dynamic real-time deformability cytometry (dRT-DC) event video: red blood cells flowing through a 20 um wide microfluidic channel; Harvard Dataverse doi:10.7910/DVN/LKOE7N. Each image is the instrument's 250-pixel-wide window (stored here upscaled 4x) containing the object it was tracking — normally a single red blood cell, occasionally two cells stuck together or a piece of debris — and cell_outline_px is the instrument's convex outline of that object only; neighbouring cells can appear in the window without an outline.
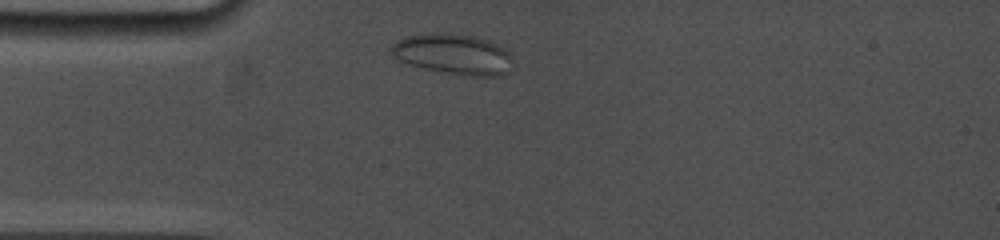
{"species": "common noctule bat (a hibernating species)", "species_latin": "Nyctalus noctula", "temperature_condition": "cold", "stored_images_in_passage": 52, "camera_frame_rate_fps": 5000, "um_per_image_px": 0.085, "animal": {"sex": "female", "body_mass_g": 19.0, "forearm_length_mm": 53.3}, "frame": {"image": 1, "passage_image": 1, "time_ms": 0.0, "image_size_px": [1000, 240], "cell_outline_px": [[512, 64], [508, 72], [500, 76], [472, 76], [424, 68], [400, 60], [392, 52], [392, 44], [396, 40], [408, 36], [428, 32], [452, 32], [476, 36], [488, 40], [504, 48], [512, 56]], "centroid_in_image_um": [38.58, 4.57], "position_along_channel_um": 46.4, "area_um2": 28.67}}
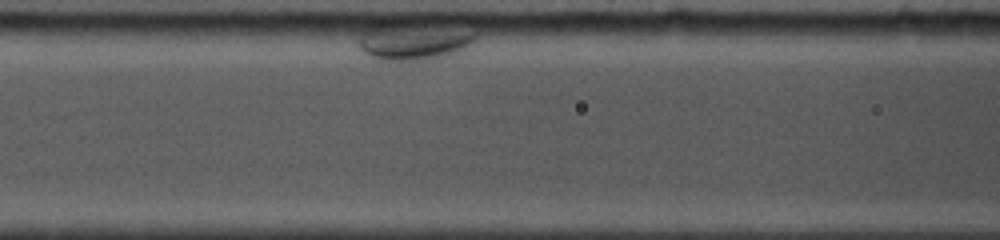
{"frame": {"image": 2, "passage_image": 30, "time_ms": 4.6, "image_size_px": [1000, 240], "cell_outline_px": [[476, 40], [456, 56], [440, 60], [376, 60], [360, 52], [356, 44], [356, 40], [360, 32], [372, 24], [384, 20], [400, 20], [476, 32]], "centroid_in_image_um": [35.05, 3.5], "position_along_channel_um": 131.6, "area_um2": 27.28}}
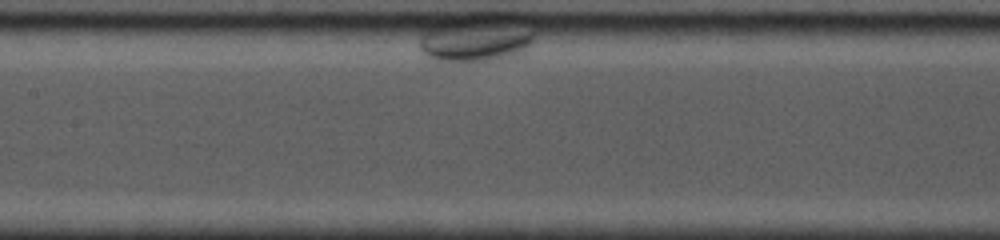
{"frame": {"image": 3, "passage_image": 45, "time_ms": 7.0, "image_size_px": [1000, 240], "cell_outline_px": [[536, 40], [520, 56], [496, 60], [468, 64], [456, 64], [436, 60], [424, 52], [420, 48], [416, 40], [420, 32], [424, 28], [452, 20], [536, 32]], "centroid_in_image_um": [40.22, 3.6], "position_along_channel_um": 167.2, "area_um2": 27.69}}